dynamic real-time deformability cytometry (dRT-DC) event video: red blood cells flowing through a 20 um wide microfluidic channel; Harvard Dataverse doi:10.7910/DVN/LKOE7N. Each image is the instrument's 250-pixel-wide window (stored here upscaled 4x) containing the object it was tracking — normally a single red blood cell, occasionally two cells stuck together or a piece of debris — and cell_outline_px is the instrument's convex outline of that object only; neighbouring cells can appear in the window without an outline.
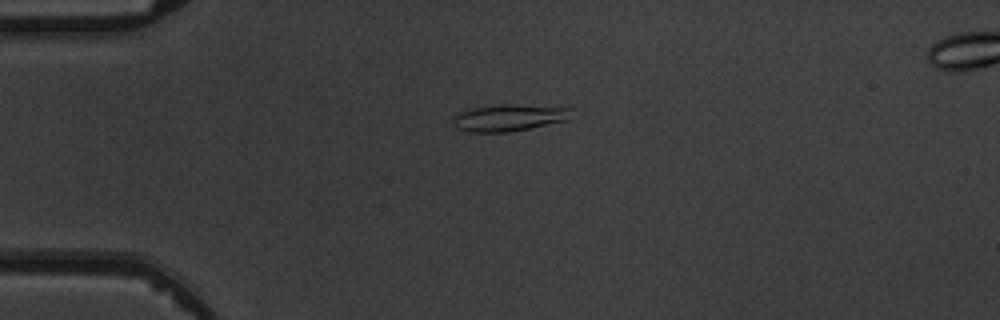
{"species": "common noctule bat (a hibernating species)", "species_latin": "Nyctalus noctula", "temperature_condition": "warm", "stored_images_in_passage": 5, "camera_frame_rate_fps": 3000, "um_per_image_px": 0.085, "animal": {"sex": "male", "body_mass_g": 19.5, "forearm_length_mm": 54.6}, "frame": {"image": 1, "passage_image": 3, "time_ms": 2.333, "image_size_px": [1000, 320], "cell_outline_px": [[572, 120], [512, 132], [468, 132], [456, 128], [452, 120], [452, 116], [456, 112], [468, 108], [500, 104], [512, 104], [572, 108]], "centroid_in_image_um": [43.26, 10.01], "position_along_channel_um": 41.7, "area_um2": 19.13}}